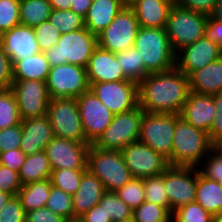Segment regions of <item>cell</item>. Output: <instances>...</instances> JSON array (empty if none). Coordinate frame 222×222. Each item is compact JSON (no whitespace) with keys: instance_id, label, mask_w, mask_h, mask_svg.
I'll return each instance as SVG.
<instances>
[{"instance_id":"cell-33","label":"cell","mask_w":222,"mask_h":222,"mask_svg":"<svg viewBox=\"0 0 222 222\" xmlns=\"http://www.w3.org/2000/svg\"><path fill=\"white\" fill-rule=\"evenodd\" d=\"M99 204L112 222H131L133 210L121 200L116 192L106 191Z\"/></svg>"},{"instance_id":"cell-41","label":"cell","mask_w":222,"mask_h":222,"mask_svg":"<svg viewBox=\"0 0 222 222\" xmlns=\"http://www.w3.org/2000/svg\"><path fill=\"white\" fill-rule=\"evenodd\" d=\"M213 217L194 201L175 210L172 214V222H212Z\"/></svg>"},{"instance_id":"cell-10","label":"cell","mask_w":222,"mask_h":222,"mask_svg":"<svg viewBox=\"0 0 222 222\" xmlns=\"http://www.w3.org/2000/svg\"><path fill=\"white\" fill-rule=\"evenodd\" d=\"M46 86L50 99L77 98L90 90L86 68L71 63L51 67Z\"/></svg>"},{"instance_id":"cell-47","label":"cell","mask_w":222,"mask_h":222,"mask_svg":"<svg viewBox=\"0 0 222 222\" xmlns=\"http://www.w3.org/2000/svg\"><path fill=\"white\" fill-rule=\"evenodd\" d=\"M21 187L22 183L19 178V173L0 165V191L7 192L12 196H17Z\"/></svg>"},{"instance_id":"cell-25","label":"cell","mask_w":222,"mask_h":222,"mask_svg":"<svg viewBox=\"0 0 222 222\" xmlns=\"http://www.w3.org/2000/svg\"><path fill=\"white\" fill-rule=\"evenodd\" d=\"M190 92L214 95L222 91V56L189 75Z\"/></svg>"},{"instance_id":"cell-34","label":"cell","mask_w":222,"mask_h":222,"mask_svg":"<svg viewBox=\"0 0 222 222\" xmlns=\"http://www.w3.org/2000/svg\"><path fill=\"white\" fill-rule=\"evenodd\" d=\"M19 108L11 89L0 90V130L21 124Z\"/></svg>"},{"instance_id":"cell-35","label":"cell","mask_w":222,"mask_h":222,"mask_svg":"<svg viewBox=\"0 0 222 222\" xmlns=\"http://www.w3.org/2000/svg\"><path fill=\"white\" fill-rule=\"evenodd\" d=\"M144 193L145 201L165 207L170 212V204L164 185V172L144 178Z\"/></svg>"},{"instance_id":"cell-21","label":"cell","mask_w":222,"mask_h":222,"mask_svg":"<svg viewBox=\"0 0 222 222\" xmlns=\"http://www.w3.org/2000/svg\"><path fill=\"white\" fill-rule=\"evenodd\" d=\"M215 113L213 95L189 92L180 117L195 128L209 133Z\"/></svg>"},{"instance_id":"cell-55","label":"cell","mask_w":222,"mask_h":222,"mask_svg":"<svg viewBox=\"0 0 222 222\" xmlns=\"http://www.w3.org/2000/svg\"><path fill=\"white\" fill-rule=\"evenodd\" d=\"M93 0H71V8L73 12L85 18L91 7Z\"/></svg>"},{"instance_id":"cell-43","label":"cell","mask_w":222,"mask_h":222,"mask_svg":"<svg viewBox=\"0 0 222 222\" xmlns=\"http://www.w3.org/2000/svg\"><path fill=\"white\" fill-rule=\"evenodd\" d=\"M40 52H44L58 43L61 32L49 20L32 27Z\"/></svg>"},{"instance_id":"cell-32","label":"cell","mask_w":222,"mask_h":222,"mask_svg":"<svg viewBox=\"0 0 222 222\" xmlns=\"http://www.w3.org/2000/svg\"><path fill=\"white\" fill-rule=\"evenodd\" d=\"M115 56L117 63L121 66L122 71L128 80L138 84L146 75H148L145 72L144 61L141 60L140 51L135 47L115 53Z\"/></svg>"},{"instance_id":"cell-61","label":"cell","mask_w":222,"mask_h":222,"mask_svg":"<svg viewBox=\"0 0 222 222\" xmlns=\"http://www.w3.org/2000/svg\"><path fill=\"white\" fill-rule=\"evenodd\" d=\"M212 222H222V217L221 216L213 217Z\"/></svg>"},{"instance_id":"cell-26","label":"cell","mask_w":222,"mask_h":222,"mask_svg":"<svg viewBox=\"0 0 222 222\" xmlns=\"http://www.w3.org/2000/svg\"><path fill=\"white\" fill-rule=\"evenodd\" d=\"M121 0H93L84 24L92 34L99 35L121 11Z\"/></svg>"},{"instance_id":"cell-58","label":"cell","mask_w":222,"mask_h":222,"mask_svg":"<svg viewBox=\"0 0 222 222\" xmlns=\"http://www.w3.org/2000/svg\"><path fill=\"white\" fill-rule=\"evenodd\" d=\"M12 197L11 194L4 192V191H0V210L4 207V205L6 204V202Z\"/></svg>"},{"instance_id":"cell-37","label":"cell","mask_w":222,"mask_h":222,"mask_svg":"<svg viewBox=\"0 0 222 222\" xmlns=\"http://www.w3.org/2000/svg\"><path fill=\"white\" fill-rule=\"evenodd\" d=\"M48 20L61 34L85 28L84 18L72 10L52 9Z\"/></svg>"},{"instance_id":"cell-12","label":"cell","mask_w":222,"mask_h":222,"mask_svg":"<svg viewBox=\"0 0 222 222\" xmlns=\"http://www.w3.org/2000/svg\"><path fill=\"white\" fill-rule=\"evenodd\" d=\"M197 177L198 167L170 165L164 171V185L171 214L178 208L195 201Z\"/></svg>"},{"instance_id":"cell-1","label":"cell","mask_w":222,"mask_h":222,"mask_svg":"<svg viewBox=\"0 0 222 222\" xmlns=\"http://www.w3.org/2000/svg\"><path fill=\"white\" fill-rule=\"evenodd\" d=\"M189 92V76L175 67L146 75L138 83V104L144 112L180 114Z\"/></svg>"},{"instance_id":"cell-50","label":"cell","mask_w":222,"mask_h":222,"mask_svg":"<svg viewBox=\"0 0 222 222\" xmlns=\"http://www.w3.org/2000/svg\"><path fill=\"white\" fill-rule=\"evenodd\" d=\"M26 155L20 149L0 153V165H3L11 170L20 172L22 165L24 164Z\"/></svg>"},{"instance_id":"cell-60","label":"cell","mask_w":222,"mask_h":222,"mask_svg":"<svg viewBox=\"0 0 222 222\" xmlns=\"http://www.w3.org/2000/svg\"><path fill=\"white\" fill-rule=\"evenodd\" d=\"M140 0H121L123 7L131 8L134 4H136Z\"/></svg>"},{"instance_id":"cell-13","label":"cell","mask_w":222,"mask_h":222,"mask_svg":"<svg viewBox=\"0 0 222 222\" xmlns=\"http://www.w3.org/2000/svg\"><path fill=\"white\" fill-rule=\"evenodd\" d=\"M90 90L114 114L137 107L138 84L131 80L91 83Z\"/></svg>"},{"instance_id":"cell-6","label":"cell","mask_w":222,"mask_h":222,"mask_svg":"<svg viewBox=\"0 0 222 222\" xmlns=\"http://www.w3.org/2000/svg\"><path fill=\"white\" fill-rule=\"evenodd\" d=\"M207 18L206 14L181 8L176 3L172 6L165 29L175 53L204 37Z\"/></svg>"},{"instance_id":"cell-44","label":"cell","mask_w":222,"mask_h":222,"mask_svg":"<svg viewBox=\"0 0 222 222\" xmlns=\"http://www.w3.org/2000/svg\"><path fill=\"white\" fill-rule=\"evenodd\" d=\"M202 163L206 165L199 168L200 173L207 179L220 183L222 181V154L212 148Z\"/></svg>"},{"instance_id":"cell-51","label":"cell","mask_w":222,"mask_h":222,"mask_svg":"<svg viewBox=\"0 0 222 222\" xmlns=\"http://www.w3.org/2000/svg\"><path fill=\"white\" fill-rule=\"evenodd\" d=\"M217 0H175L181 8L197 11L210 16L216 5Z\"/></svg>"},{"instance_id":"cell-2","label":"cell","mask_w":222,"mask_h":222,"mask_svg":"<svg viewBox=\"0 0 222 222\" xmlns=\"http://www.w3.org/2000/svg\"><path fill=\"white\" fill-rule=\"evenodd\" d=\"M213 143L209 134L195 128L177 114L172 142V166L198 167Z\"/></svg>"},{"instance_id":"cell-62","label":"cell","mask_w":222,"mask_h":222,"mask_svg":"<svg viewBox=\"0 0 222 222\" xmlns=\"http://www.w3.org/2000/svg\"><path fill=\"white\" fill-rule=\"evenodd\" d=\"M65 222H82L80 218L68 219Z\"/></svg>"},{"instance_id":"cell-20","label":"cell","mask_w":222,"mask_h":222,"mask_svg":"<svg viewBox=\"0 0 222 222\" xmlns=\"http://www.w3.org/2000/svg\"><path fill=\"white\" fill-rule=\"evenodd\" d=\"M22 142L20 149L26 156L45 151L48 143L55 137L47 115L27 118L21 121Z\"/></svg>"},{"instance_id":"cell-40","label":"cell","mask_w":222,"mask_h":222,"mask_svg":"<svg viewBox=\"0 0 222 222\" xmlns=\"http://www.w3.org/2000/svg\"><path fill=\"white\" fill-rule=\"evenodd\" d=\"M115 192L121 200L134 210L145 201L144 178H132Z\"/></svg>"},{"instance_id":"cell-39","label":"cell","mask_w":222,"mask_h":222,"mask_svg":"<svg viewBox=\"0 0 222 222\" xmlns=\"http://www.w3.org/2000/svg\"><path fill=\"white\" fill-rule=\"evenodd\" d=\"M86 170L59 169L52 170V185L64 192L74 195L80 186L83 173Z\"/></svg>"},{"instance_id":"cell-56","label":"cell","mask_w":222,"mask_h":222,"mask_svg":"<svg viewBox=\"0 0 222 222\" xmlns=\"http://www.w3.org/2000/svg\"><path fill=\"white\" fill-rule=\"evenodd\" d=\"M52 9L70 10L71 0H48Z\"/></svg>"},{"instance_id":"cell-42","label":"cell","mask_w":222,"mask_h":222,"mask_svg":"<svg viewBox=\"0 0 222 222\" xmlns=\"http://www.w3.org/2000/svg\"><path fill=\"white\" fill-rule=\"evenodd\" d=\"M20 0H0V35L20 25Z\"/></svg>"},{"instance_id":"cell-3","label":"cell","mask_w":222,"mask_h":222,"mask_svg":"<svg viewBox=\"0 0 222 222\" xmlns=\"http://www.w3.org/2000/svg\"><path fill=\"white\" fill-rule=\"evenodd\" d=\"M134 47L140 51L147 74L165 72L175 68V55L166 29L140 27Z\"/></svg>"},{"instance_id":"cell-49","label":"cell","mask_w":222,"mask_h":222,"mask_svg":"<svg viewBox=\"0 0 222 222\" xmlns=\"http://www.w3.org/2000/svg\"><path fill=\"white\" fill-rule=\"evenodd\" d=\"M215 105V117L209 131V139L214 143L222 136V91L213 95Z\"/></svg>"},{"instance_id":"cell-38","label":"cell","mask_w":222,"mask_h":222,"mask_svg":"<svg viewBox=\"0 0 222 222\" xmlns=\"http://www.w3.org/2000/svg\"><path fill=\"white\" fill-rule=\"evenodd\" d=\"M172 214L162 206L144 201L133 210L132 222H172Z\"/></svg>"},{"instance_id":"cell-16","label":"cell","mask_w":222,"mask_h":222,"mask_svg":"<svg viewBox=\"0 0 222 222\" xmlns=\"http://www.w3.org/2000/svg\"><path fill=\"white\" fill-rule=\"evenodd\" d=\"M10 89L16 98L22 120L46 114L50 102L46 82L13 80Z\"/></svg>"},{"instance_id":"cell-29","label":"cell","mask_w":222,"mask_h":222,"mask_svg":"<svg viewBox=\"0 0 222 222\" xmlns=\"http://www.w3.org/2000/svg\"><path fill=\"white\" fill-rule=\"evenodd\" d=\"M51 186V179L22 185L17 196L20 199L25 213L46 206Z\"/></svg>"},{"instance_id":"cell-53","label":"cell","mask_w":222,"mask_h":222,"mask_svg":"<svg viewBox=\"0 0 222 222\" xmlns=\"http://www.w3.org/2000/svg\"><path fill=\"white\" fill-rule=\"evenodd\" d=\"M204 36L222 48V22L208 16Z\"/></svg>"},{"instance_id":"cell-28","label":"cell","mask_w":222,"mask_h":222,"mask_svg":"<svg viewBox=\"0 0 222 222\" xmlns=\"http://www.w3.org/2000/svg\"><path fill=\"white\" fill-rule=\"evenodd\" d=\"M50 64L43 52L17 60L12 64L13 80H38L46 82Z\"/></svg>"},{"instance_id":"cell-5","label":"cell","mask_w":222,"mask_h":222,"mask_svg":"<svg viewBox=\"0 0 222 222\" xmlns=\"http://www.w3.org/2000/svg\"><path fill=\"white\" fill-rule=\"evenodd\" d=\"M87 170L103 183L106 191L115 192L133 178L121 151L101 150L92 144L88 151Z\"/></svg>"},{"instance_id":"cell-11","label":"cell","mask_w":222,"mask_h":222,"mask_svg":"<svg viewBox=\"0 0 222 222\" xmlns=\"http://www.w3.org/2000/svg\"><path fill=\"white\" fill-rule=\"evenodd\" d=\"M139 28L133 9L123 7L114 20L97 35L98 47L112 53L132 48Z\"/></svg>"},{"instance_id":"cell-24","label":"cell","mask_w":222,"mask_h":222,"mask_svg":"<svg viewBox=\"0 0 222 222\" xmlns=\"http://www.w3.org/2000/svg\"><path fill=\"white\" fill-rule=\"evenodd\" d=\"M174 4L175 0H140L131 8L140 27L165 29Z\"/></svg>"},{"instance_id":"cell-46","label":"cell","mask_w":222,"mask_h":222,"mask_svg":"<svg viewBox=\"0 0 222 222\" xmlns=\"http://www.w3.org/2000/svg\"><path fill=\"white\" fill-rule=\"evenodd\" d=\"M21 142V124L0 130V153L20 148Z\"/></svg>"},{"instance_id":"cell-45","label":"cell","mask_w":222,"mask_h":222,"mask_svg":"<svg viewBox=\"0 0 222 222\" xmlns=\"http://www.w3.org/2000/svg\"><path fill=\"white\" fill-rule=\"evenodd\" d=\"M0 222H26V213L18 196H12L0 210Z\"/></svg>"},{"instance_id":"cell-9","label":"cell","mask_w":222,"mask_h":222,"mask_svg":"<svg viewBox=\"0 0 222 222\" xmlns=\"http://www.w3.org/2000/svg\"><path fill=\"white\" fill-rule=\"evenodd\" d=\"M55 137L88 143L77 104V98L50 99L46 111Z\"/></svg>"},{"instance_id":"cell-30","label":"cell","mask_w":222,"mask_h":222,"mask_svg":"<svg viewBox=\"0 0 222 222\" xmlns=\"http://www.w3.org/2000/svg\"><path fill=\"white\" fill-rule=\"evenodd\" d=\"M52 169L45 151L26 156L24 164L19 172L22 185L50 179Z\"/></svg>"},{"instance_id":"cell-8","label":"cell","mask_w":222,"mask_h":222,"mask_svg":"<svg viewBox=\"0 0 222 222\" xmlns=\"http://www.w3.org/2000/svg\"><path fill=\"white\" fill-rule=\"evenodd\" d=\"M144 110L137 107L115 114L110 125L92 144L101 150L121 151L130 143L139 141L140 124Z\"/></svg>"},{"instance_id":"cell-27","label":"cell","mask_w":222,"mask_h":222,"mask_svg":"<svg viewBox=\"0 0 222 222\" xmlns=\"http://www.w3.org/2000/svg\"><path fill=\"white\" fill-rule=\"evenodd\" d=\"M196 202H198L212 216L222 214V187L219 182L204 177L198 167L196 184Z\"/></svg>"},{"instance_id":"cell-19","label":"cell","mask_w":222,"mask_h":222,"mask_svg":"<svg viewBox=\"0 0 222 222\" xmlns=\"http://www.w3.org/2000/svg\"><path fill=\"white\" fill-rule=\"evenodd\" d=\"M0 43L12 64L40 52L32 27L21 24L2 33Z\"/></svg>"},{"instance_id":"cell-15","label":"cell","mask_w":222,"mask_h":222,"mask_svg":"<svg viewBox=\"0 0 222 222\" xmlns=\"http://www.w3.org/2000/svg\"><path fill=\"white\" fill-rule=\"evenodd\" d=\"M90 143L54 137L45 148L52 170H87Z\"/></svg>"},{"instance_id":"cell-36","label":"cell","mask_w":222,"mask_h":222,"mask_svg":"<svg viewBox=\"0 0 222 222\" xmlns=\"http://www.w3.org/2000/svg\"><path fill=\"white\" fill-rule=\"evenodd\" d=\"M45 207L67 220L74 219L73 196L53 185Z\"/></svg>"},{"instance_id":"cell-57","label":"cell","mask_w":222,"mask_h":222,"mask_svg":"<svg viewBox=\"0 0 222 222\" xmlns=\"http://www.w3.org/2000/svg\"><path fill=\"white\" fill-rule=\"evenodd\" d=\"M211 16L214 19H217L220 22H222V0L216 1L215 9H214L213 13L211 14Z\"/></svg>"},{"instance_id":"cell-18","label":"cell","mask_w":222,"mask_h":222,"mask_svg":"<svg viewBox=\"0 0 222 222\" xmlns=\"http://www.w3.org/2000/svg\"><path fill=\"white\" fill-rule=\"evenodd\" d=\"M221 56L222 48L204 36L176 52L175 67L189 76Z\"/></svg>"},{"instance_id":"cell-4","label":"cell","mask_w":222,"mask_h":222,"mask_svg":"<svg viewBox=\"0 0 222 222\" xmlns=\"http://www.w3.org/2000/svg\"><path fill=\"white\" fill-rule=\"evenodd\" d=\"M97 46V36L82 28L61 34L58 43L43 53L51 67L71 63L86 68Z\"/></svg>"},{"instance_id":"cell-14","label":"cell","mask_w":222,"mask_h":222,"mask_svg":"<svg viewBox=\"0 0 222 222\" xmlns=\"http://www.w3.org/2000/svg\"><path fill=\"white\" fill-rule=\"evenodd\" d=\"M121 153L133 178L160 175L170 166L167 158L140 141L125 146Z\"/></svg>"},{"instance_id":"cell-22","label":"cell","mask_w":222,"mask_h":222,"mask_svg":"<svg viewBox=\"0 0 222 222\" xmlns=\"http://www.w3.org/2000/svg\"><path fill=\"white\" fill-rule=\"evenodd\" d=\"M86 70L89 84L128 80L117 63L115 53L98 46L92 53Z\"/></svg>"},{"instance_id":"cell-52","label":"cell","mask_w":222,"mask_h":222,"mask_svg":"<svg viewBox=\"0 0 222 222\" xmlns=\"http://www.w3.org/2000/svg\"><path fill=\"white\" fill-rule=\"evenodd\" d=\"M63 216L54 213L46 207H41L26 213V222H65Z\"/></svg>"},{"instance_id":"cell-59","label":"cell","mask_w":222,"mask_h":222,"mask_svg":"<svg viewBox=\"0 0 222 222\" xmlns=\"http://www.w3.org/2000/svg\"><path fill=\"white\" fill-rule=\"evenodd\" d=\"M213 148L222 154V136L213 143Z\"/></svg>"},{"instance_id":"cell-7","label":"cell","mask_w":222,"mask_h":222,"mask_svg":"<svg viewBox=\"0 0 222 222\" xmlns=\"http://www.w3.org/2000/svg\"><path fill=\"white\" fill-rule=\"evenodd\" d=\"M177 114L144 112L139 141L162 154L172 165V142Z\"/></svg>"},{"instance_id":"cell-48","label":"cell","mask_w":222,"mask_h":222,"mask_svg":"<svg viewBox=\"0 0 222 222\" xmlns=\"http://www.w3.org/2000/svg\"><path fill=\"white\" fill-rule=\"evenodd\" d=\"M12 84V62L0 43V90L10 89Z\"/></svg>"},{"instance_id":"cell-54","label":"cell","mask_w":222,"mask_h":222,"mask_svg":"<svg viewBox=\"0 0 222 222\" xmlns=\"http://www.w3.org/2000/svg\"><path fill=\"white\" fill-rule=\"evenodd\" d=\"M79 218L82 222H112L99 203Z\"/></svg>"},{"instance_id":"cell-17","label":"cell","mask_w":222,"mask_h":222,"mask_svg":"<svg viewBox=\"0 0 222 222\" xmlns=\"http://www.w3.org/2000/svg\"><path fill=\"white\" fill-rule=\"evenodd\" d=\"M77 104L86 140L93 144L110 125L115 114L91 90L77 97Z\"/></svg>"},{"instance_id":"cell-23","label":"cell","mask_w":222,"mask_h":222,"mask_svg":"<svg viewBox=\"0 0 222 222\" xmlns=\"http://www.w3.org/2000/svg\"><path fill=\"white\" fill-rule=\"evenodd\" d=\"M105 192L103 183L89 170H86L78 190L73 195L74 218L81 217L97 205Z\"/></svg>"},{"instance_id":"cell-31","label":"cell","mask_w":222,"mask_h":222,"mask_svg":"<svg viewBox=\"0 0 222 222\" xmlns=\"http://www.w3.org/2000/svg\"><path fill=\"white\" fill-rule=\"evenodd\" d=\"M20 23L34 27L48 21L52 7L48 0H20Z\"/></svg>"}]
</instances>
